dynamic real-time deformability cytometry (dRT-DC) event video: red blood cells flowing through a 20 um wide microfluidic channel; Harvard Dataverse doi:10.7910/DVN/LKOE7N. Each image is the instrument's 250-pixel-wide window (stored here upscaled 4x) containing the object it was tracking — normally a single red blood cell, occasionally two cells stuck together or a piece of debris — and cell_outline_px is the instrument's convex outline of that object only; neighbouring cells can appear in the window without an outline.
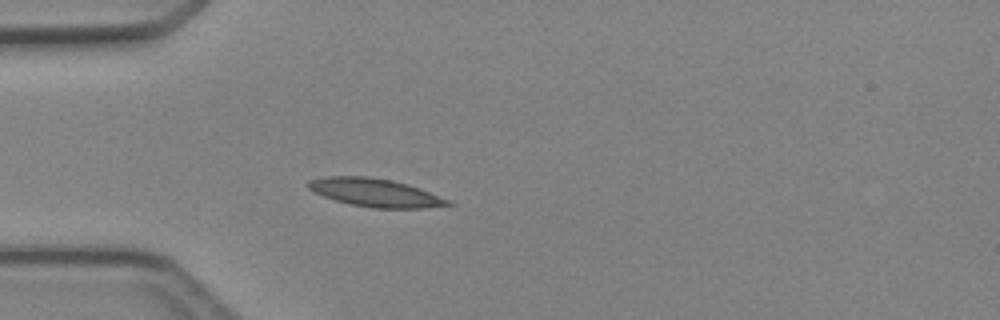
{"species": "Egyptian fruit bat (a non-hibernating species)", "species_latin": "Rousettus aegyptiacus", "temperature_condition": "cold", "stored_images_in_passage": 3, "camera_frame_rate_fps": 3000, "um_per_image_px": 0.085, "animal": {"sex": "female"}, "frame": {"image": 1, "passage_image": 3, "time_ms": 2.333, "image_size_px": [1000, 320], "cell_outline_px": [[456, 204], [424, 208], [372, 208], [352, 204], [336, 200], [324, 196], [308, 188], [308, 180], [324, 176], [368, 176], [392, 180], [408, 184], [420, 188], [448, 200]], "centroid_in_image_um": [31.9, 16.36], "position_along_channel_um": 53.1, "area_um2": 22.77}}